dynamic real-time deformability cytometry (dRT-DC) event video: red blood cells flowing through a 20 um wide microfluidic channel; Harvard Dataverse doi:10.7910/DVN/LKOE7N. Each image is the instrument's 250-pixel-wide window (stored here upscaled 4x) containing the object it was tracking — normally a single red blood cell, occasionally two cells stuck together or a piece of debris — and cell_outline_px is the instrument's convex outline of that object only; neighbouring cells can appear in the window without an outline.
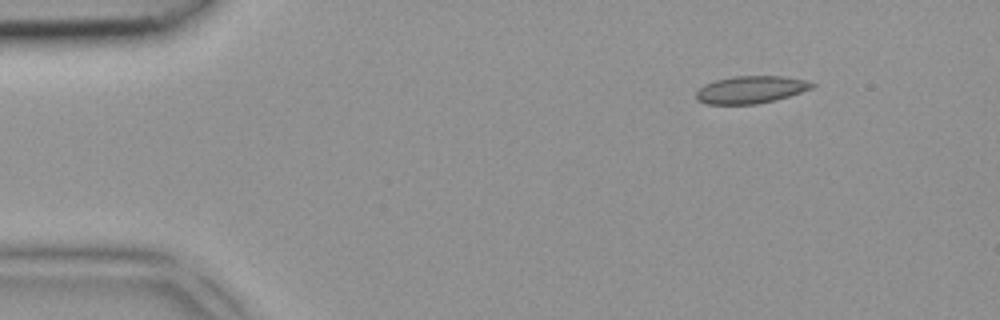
{"species": "common noctule bat (a hibernating species)", "species_latin": "Nyctalus noctula", "temperature_condition": "room temperature", "stored_images_in_passage": 4, "segment_of_instrument_passage": [1, 2], "camera_frame_rate_fps": 3000, "um_per_image_px": 0.085, "animal": {"sex": "female", "body_mass_g": 18.4}, "frame": {"image": 1, "passage_image": 1, "time_ms": 0.0, "image_size_px": [1000, 320], "cell_outline_px": [[816, 84], [812, 88], [776, 100], [756, 104], [704, 104], [696, 100], [696, 92], [704, 84], [716, 80], [732, 76], [784, 76], [804, 80]], "centroid_in_image_um": [63.78, 7.62], "position_along_channel_um": 21.2, "area_um2": 18.5}}
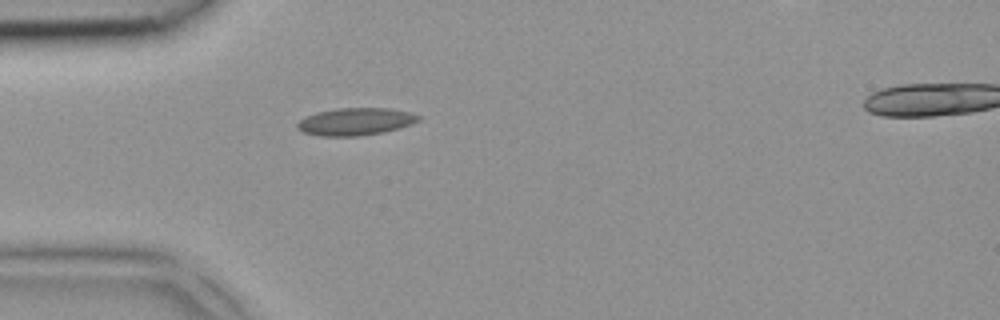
{"frame": {"image": 2, "passage_image": 3, "time_ms": 0.667, "image_size_px": [1000, 320], "cell_outline_px": [[420, 120], [412, 124], [400, 128], [384, 132], [360, 136], [320, 136], [304, 132], [296, 128], [296, 124], [300, 120], [316, 112], [336, 108], [392, 108], [412, 112], [420, 116]], "centroid_in_image_um": [30.26, 10.33], "position_along_channel_um": 54.7, "area_um2": 19.54}}